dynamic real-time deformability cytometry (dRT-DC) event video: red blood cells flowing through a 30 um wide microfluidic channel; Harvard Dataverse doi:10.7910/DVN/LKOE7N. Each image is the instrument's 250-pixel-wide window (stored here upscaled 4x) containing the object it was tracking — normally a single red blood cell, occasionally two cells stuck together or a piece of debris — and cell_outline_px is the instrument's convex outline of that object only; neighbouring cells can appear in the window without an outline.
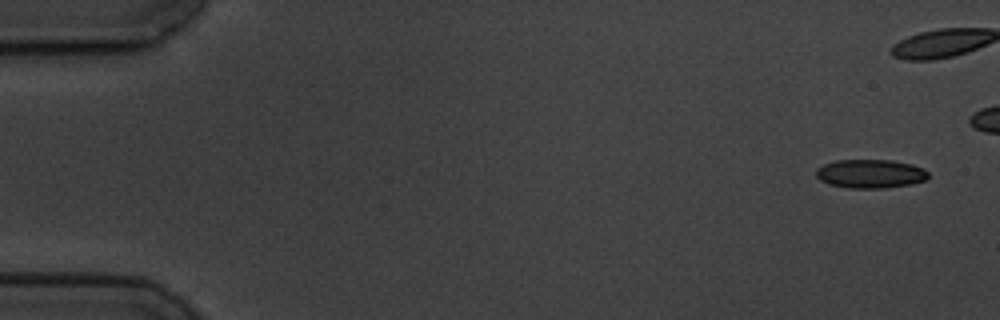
{"species": "common noctule bat (a hibernating species)", "species_latin": "Nyctalus noctula", "temperature_condition": "cold", "stored_images_in_passage": 6, "camera_frame_rate_fps": 3000, "um_per_image_px": 0.085, "animal": {"sex": "male", "body_mass_g": 19.5, "forearm_length_mm": 54.6}, "frame": {"image": 1, "passage_image": 1, "time_ms": 0.0, "image_size_px": [1000, 320], "cell_outline_px": [[928, 176], [924, 180], [912, 184], [884, 188], [848, 188], [828, 184], [820, 180], [816, 176], [816, 168], [824, 164], [836, 160], [892, 160], [912, 164], [924, 168], [928, 172]], "centroid_in_image_um": [73.97, 14.77], "position_along_channel_um": 11.0, "area_um2": 18.9}}